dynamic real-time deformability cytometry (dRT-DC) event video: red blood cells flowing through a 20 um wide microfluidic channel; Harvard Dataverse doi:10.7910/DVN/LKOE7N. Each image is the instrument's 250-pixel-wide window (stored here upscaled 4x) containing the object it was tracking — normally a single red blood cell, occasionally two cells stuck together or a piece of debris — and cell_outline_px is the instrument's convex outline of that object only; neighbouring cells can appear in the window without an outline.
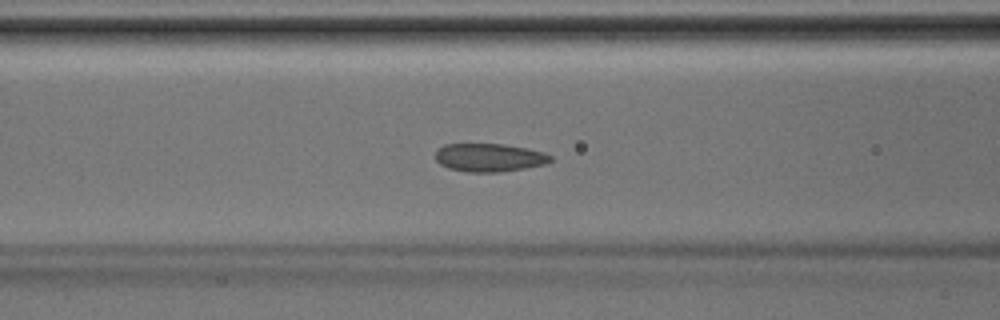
{"species": "Egyptian fruit bat (a non-hibernating species)", "species_latin": "Rousettus aegyptiacus", "temperature_condition": "room temperature", "stored_images_in_passage": 43, "segment_of_instrument_passage": [1, 2], "camera_frame_rate_fps": 3000, "um_per_image_px": 0.085, "animal": {"sex": "male"}, "frame": {"image": 1, "passage_image": 17, "time_ms": 5.333, "image_size_px": [1000, 320], "cell_outline_px": [[552, 160], [544, 164], [524, 168], [500, 172], [468, 172], [448, 168], [440, 164], [436, 160], [436, 148], [444, 144], [504, 144], [528, 148], [544, 152], [552, 156]], "centroid_in_image_um": [41.57, 13.38], "position_along_channel_um": 125.0, "area_um2": 19.02}}
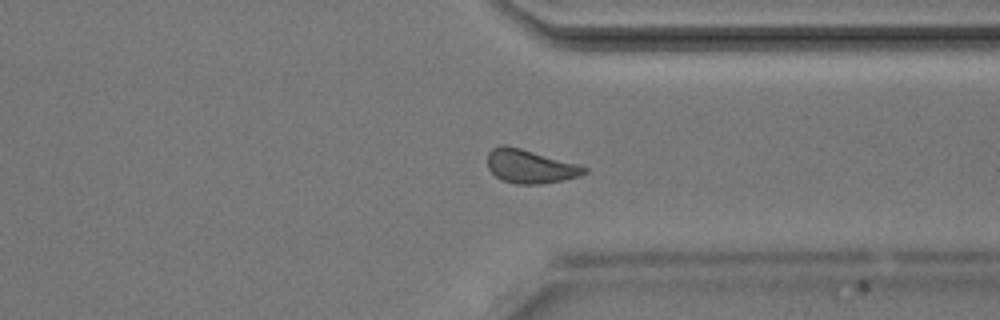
{"frame": {"image": 2, "passage_image": 32, "time_ms": 10.333, "image_size_px": [1000, 320], "cell_outline_px": [[588, 172], [580, 176], [540, 184], [516, 184], [500, 180], [488, 168], [488, 152], [492, 148], [500, 144], [504, 144], [520, 148], [580, 164], [588, 168]], "centroid_in_image_um": [45.06, 14.13], "position_along_channel_um": 366.3, "area_um2": 19.07}}
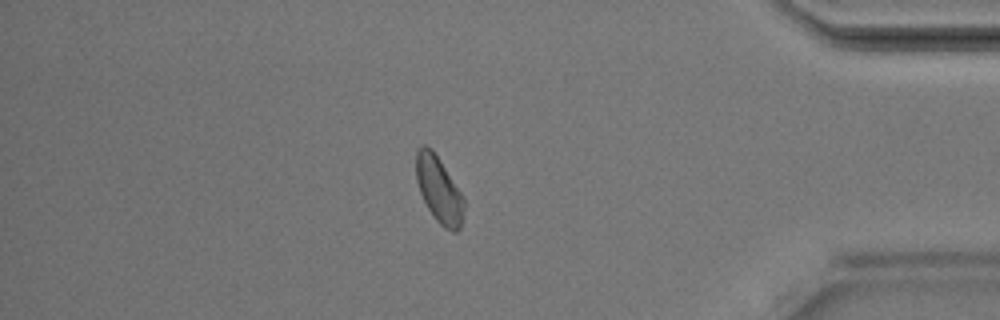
{"frame": {"image": 3, "passage_image": 36, "time_ms": 11.667, "image_size_px": [1000, 320], "cell_outline_px": [[464, 208], [460, 228], [456, 232], [452, 232], [444, 228], [436, 220], [428, 208], [420, 192], [416, 180], [416, 152], [424, 144], [432, 148], [464, 196]], "centroid_in_image_um": [37.32, 16.12], "position_along_channel_um": 397.9, "area_um2": 18.44}}